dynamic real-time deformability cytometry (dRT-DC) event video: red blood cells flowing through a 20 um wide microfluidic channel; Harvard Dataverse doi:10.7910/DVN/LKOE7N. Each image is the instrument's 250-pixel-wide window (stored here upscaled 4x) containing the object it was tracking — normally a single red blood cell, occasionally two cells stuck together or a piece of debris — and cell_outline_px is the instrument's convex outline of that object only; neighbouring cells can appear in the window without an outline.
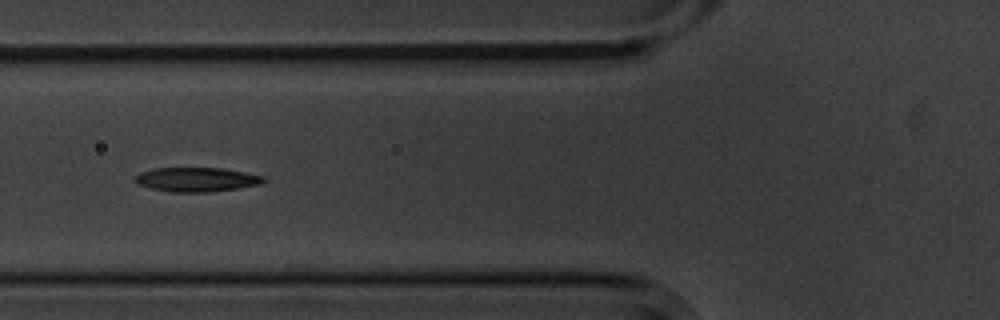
{"species": "common noctule bat (a hibernating species)", "species_latin": "Nyctalus noctula", "temperature_condition": "cold", "stored_images_in_passage": 9, "camera_frame_rate_fps": 3000, "um_per_image_px": 0.085, "animal": {"sex": "male", "body_mass_g": 20.1, "forearm_length_mm": 53.5}, "frame": {"image": 1, "passage_image": 6, "time_ms": 1.667, "image_size_px": [1000, 320], "cell_outline_px": [[268, 180], [260, 184], [240, 188], [212, 192], [172, 192], [152, 188], [136, 184], [132, 180], [140, 172], [152, 168], [220, 168], [244, 172], [264, 176]], "centroid_in_image_um": [16.71, 15.26], "position_along_channel_um": 109.1, "area_um2": 18.32}}
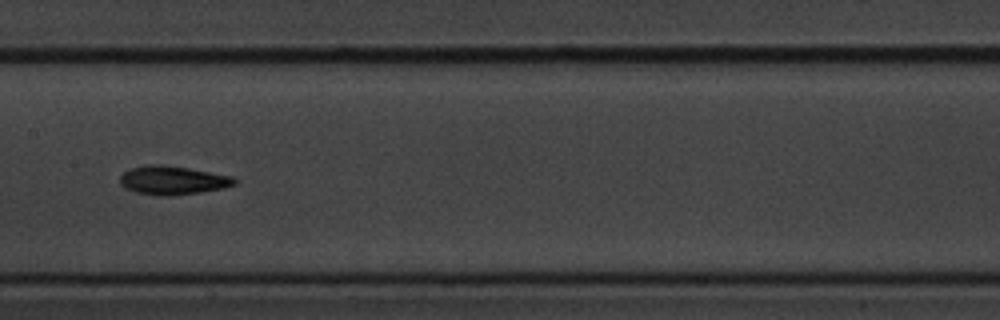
{"frame": {"image": 2, "passage_image": 8, "time_ms": 2.333, "image_size_px": [1000, 320], "cell_outline_px": [[236, 184], [224, 188], [200, 192], [168, 196], [160, 196], [136, 192], [124, 188], [120, 184], [120, 176], [124, 172], [132, 168], [148, 164], [156, 164], [188, 168], [232, 176], [236, 180]], "centroid_in_image_um": [14.66, 15.33], "position_along_channel_um": 192.7, "area_um2": 19.02}}
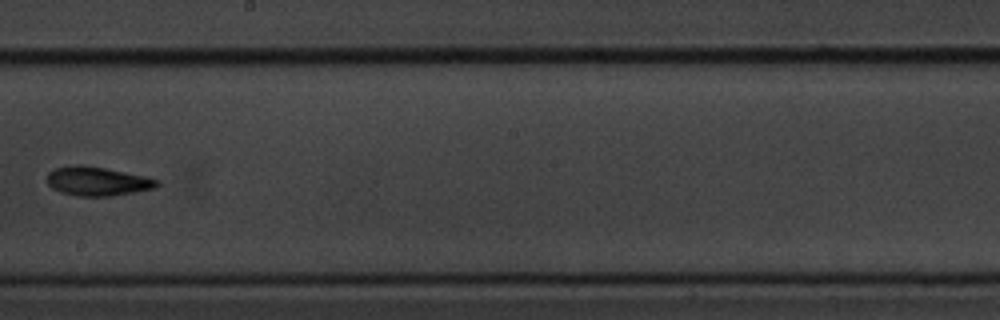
{"frame": {"image": 3, "passage_image": 9, "time_ms": 2.667, "image_size_px": [1000, 320], "cell_outline_px": [[160, 184], [156, 188], [112, 196], [76, 196], [60, 192], [52, 188], [48, 184], [48, 172], [52, 168], [72, 164], [80, 164], [104, 168], [144, 176], [160, 180]], "centroid_in_image_um": [8.26, 15.4], "position_along_channel_um": 239.9, "area_um2": 18.73}}